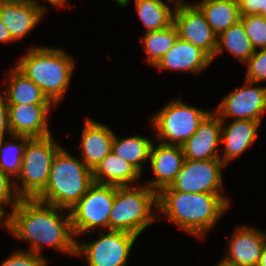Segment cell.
<instances>
[{"label":"cell","instance_id":"obj_37","mask_svg":"<svg viewBox=\"0 0 266 266\" xmlns=\"http://www.w3.org/2000/svg\"><path fill=\"white\" fill-rule=\"evenodd\" d=\"M257 266H266V241L262 249V253Z\"/></svg>","mask_w":266,"mask_h":266},{"label":"cell","instance_id":"obj_20","mask_svg":"<svg viewBox=\"0 0 266 266\" xmlns=\"http://www.w3.org/2000/svg\"><path fill=\"white\" fill-rule=\"evenodd\" d=\"M261 122L255 120H234L221 128V143L224 144V155L220 158L226 165L228 161L241 155L258 136L257 129Z\"/></svg>","mask_w":266,"mask_h":266},{"label":"cell","instance_id":"obj_23","mask_svg":"<svg viewBox=\"0 0 266 266\" xmlns=\"http://www.w3.org/2000/svg\"><path fill=\"white\" fill-rule=\"evenodd\" d=\"M9 74L8 88L5 91L8 105L53 104L42 90L16 67L12 68Z\"/></svg>","mask_w":266,"mask_h":266},{"label":"cell","instance_id":"obj_28","mask_svg":"<svg viewBox=\"0 0 266 266\" xmlns=\"http://www.w3.org/2000/svg\"><path fill=\"white\" fill-rule=\"evenodd\" d=\"M17 142L11 141L4 143L0 140V169L7 175L17 177L21 171L22 158L27 142L31 139L25 136L11 135Z\"/></svg>","mask_w":266,"mask_h":266},{"label":"cell","instance_id":"obj_26","mask_svg":"<svg viewBox=\"0 0 266 266\" xmlns=\"http://www.w3.org/2000/svg\"><path fill=\"white\" fill-rule=\"evenodd\" d=\"M138 16L147 32L161 30L173 24L172 11L163 0H134Z\"/></svg>","mask_w":266,"mask_h":266},{"label":"cell","instance_id":"obj_42","mask_svg":"<svg viewBox=\"0 0 266 266\" xmlns=\"http://www.w3.org/2000/svg\"><path fill=\"white\" fill-rule=\"evenodd\" d=\"M126 0H116V2L121 6Z\"/></svg>","mask_w":266,"mask_h":266},{"label":"cell","instance_id":"obj_6","mask_svg":"<svg viewBox=\"0 0 266 266\" xmlns=\"http://www.w3.org/2000/svg\"><path fill=\"white\" fill-rule=\"evenodd\" d=\"M53 140L50 135L27 142L17 176L22 185L15 183V190L22 199H35L45 189L54 156L62 148Z\"/></svg>","mask_w":266,"mask_h":266},{"label":"cell","instance_id":"obj_21","mask_svg":"<svg viewBox=\"0 0 266 266\" xmlns=\"http://www.w3.org/2000/svg\"><path fill=\"white\" fill-rule=\"evenodd\" d=\"M93 182L115 186H133L141 173L129 162L110 152L92 171Z\"/></svg>","mask_w":266,"mask_h":266},{"label":"cell","instance_id":"obj_27","mask_svg":"<svg viewBox=\"0 0 266 266\" xmlns=\"http://www.w3.org/2000/svg\"><path fill=\"white\" fill-rule=\"evenodd\" d=\"M178 38V31L174 24L161 30L144 34L143 47L148 54L147 61L156 66L162 57L172 48Z\"/></svg>","mask_w":266,"mask_h":266},{"label":"cell","instance_id":"obj_19","mask_svg":"<svg viewBox=\"0 0 266 266\" xmlns=\"http://www.w3.org/2000/svg\"><path fill=\"white\" fill-rule=\"evenodd\" d=\"M211 62L212 58L204 50L178 37L155 67L159 70L172 69L199 73Z\"/></svg>","mask_w":266,"mask_h":266},{"label":"cell","instance_id":"obj_40","mask_svg":"<svg viewBox=\"0 0 266 266\" xmlns=\"http://www.w3.org/2000/svg\"><path fill=\"white\" fill-rule=\"evenodd\" d=\"M216 266H237V265L229 263V262L225 261L224 259H222L219 263H217Z\"/></svg>","mask_w":266,"mask_h":266},{"label":"cell","instance_id":"obj_4","mask_svg":"<svg viewBox=\"0 0 266 266\" xmlns=\"http://www.w3.org/2000/svg\"><path fill=\"white\" fill-rule=\"evenodd\" d=\"M93 183L92 170L61 148L52 161L45 189L35 199L67 211L86 194Z\"/></svg>","mask_w":266,"mask_h":266},{"label":"cell","instance_id":"obj_18","mask_svg":"<svg viewBox=\"0 0 266 266\" xmlns=\"http://www.w3.org/2000/svg\"><path fill=\"white\" fill-rule=\"evenodd\" d=\"M85 120L79 149L82 152V162L93 171L112 151L115 134L110 128L99 122L89 118Z\"/></svg>","mask_w":266,"mask_h":266},{"label":"cell","instance_id":"obj_14","mask_svg":"<svg viewBox=\"0 0 266 266\" xmlns=\"http://www.w3.org/2000/svg\"><path fill=\"white\" fill-rule=\"evenodd\" d=\"M54 104L9 105V126L11 135L28 138L50 136L48 114Z\"/></svg>","mask_w":266,"mask_h":266},{"label":"cell","instance_id":"obj_9","mask_svg":"<svg viewBox=\"0 0 266 266\" xmlns=\"http://www.w3.org/2000/svg\"><path fill=\"white\" fill-rule=\"evenodd\" d=\"M138 236L127 231L109 230L98 240L76 244V256L84 254L88 266H125Z\"/></svg>","mask_w":266,"mask_h":266},{"label":"cell","instance_id":"obj_7","mask_svg":"<svg viewBox=\"0 0 266 266\" xmlns=\"http://www.w3.org/2000/svg\"><path fill=\"white\" fill-rule=\"evenodd\" d=\"M209 113L189 106L181 99L173 100L152 117L151 124L158 132L154 140H161L159 143L166 145L182 146Z\"/></svg>","mask_w":266,"mask_h":266},{"label":"cell","instance_id":"obj_29","mask_svg":"<svg viewBox=\"0 0 266 266\" xmlns=\"http://www.w3.org/2000/svg\"><path fill=\"white\" fill-rule=\"evenodd\" d=\"M240 21L255 51L259 47L266 49V18L261 15H241Z\"/></svg>","mask_w":266,"mask_h":266},{"label":"cell","instance_id":"obj_25","mask_svg":"<svg viewBox=\"0 0 266 266\" xmlns=\"http://www.w3.org/2000/svg\"><path fill=\"white\" fill-rule=\"evenodd\" d=\"M152 144L151 139L139 135L123 139L114 136L111 152L129 162L141 173L142 163L150 157Z\"/></svg>","mask_w":266,"mask_h":266},{"label":"cell","instance_id":"obj_36","mask_svg":"<svg viewBox=\"0 0 266 266\" xmlns=\"http://www.w3.org/2000/svg\"><path fill=\"white\" fill-rule=\"evenodd\" d=\"M5 214H7V216H6L7 218H4L5 222H3L4 223L3 226H5V228L9 230V214L10 213H5L4 212V207L0 204V220L3 219Z\"/></svg>","mask_w":266,"mask_h":266},{"label":"cell","instance_id":"obj_39","mask_svg":"<svg viewBox=\"0 0 266 266\" xmlns=\"http://www.w3.org/2000/svg\"><path fill=\"white\" fill-rule=\"evenodd\" d=\"M167 1H169V2H173L174 1V3H176V4H174V8L175 7H179V6H184V5H195V4H192V3H185V2H182V0H167Z\"/></svg>","mask_w":266,"mask_h":266},{"label":"cell","instance_id":"obj_31","mask_svg":"<svg viewBox=\"0 0 266 266\" xmlns=\"http://www.w3.org/2000/svg\"><path fill=\"white\" fill-rule=\"evenodd\" d=\"M47 261L31 251H15L0 266H47Z\"/></svg>","mask_w":266,"mask_h":266},{"label":"cell","instance_id":"obj_12","mask_svg":"<svg viewBox=\"0 0 266 266\" xmlns=\"http://www.w3.org/2000/svg\"><path fill=\"white\" fill-rule=\"evenodd\" d=\"M173 24L177 28L180 39L200 47L211 58L214 57L217 47V35L196 5L175 7Z\"/></svg>","mask_w":266,"mask_h":266},{"label":"cell","instance_id":"obj_8","mask_svg":"<svg viewBox=\"0 0 266 266\" xmlns=\"http://www.w3.org/2000/svg\"><path fill=\"white\" fill-rule=\"evenodd\" d=\"M114 198L115 185L93 183L69 211L74 236L90 233V230L96 226L109 230V217Z\"/></svg>","mask_w":266,"mask_h":266},{"label":"cell","instance_id":"obj_15","mask_svg":"<svg viewBox=\"0 0 266 266\" xmlns=\"http://www.w3.org/2000/svg\"><path fill=\"white\" fill-rule=\"evenodd\" d=\"M222 122L215 112H210L200 123L197 131L182 145L187 160L220 159L216 149L221 143Z\"/></svg>","mask_w":266,"mask_h":266},{"label":"cell","instance_id":"obj_1","mask_svg":"<svg viewBox=\"0 0 266 266\" xmlns=\"http://www.w3.org/2000/svg\"><path fill=\"white\" fill-rule=\"evenodd\" d=\"M63 210L36 199H21L9 214V231L14 237L29 241V251L39 255L43 245L76 255L70 213L63 217Z\"/></svg>","mask_w":266,"mask_h":266},{"label":"cell","instance_id":"obj_22","mask_svg":"<svg viewBox=\"0 0 266 266\" xmlns=\"http://www.w3.org/2000/svg\"><path fill=\"white\" fill-rule=\"evenodd\" d=\"M195 5L217 36L241 19L237 0H202Z\"/></svg>","mask_w":266,"mask_h":266},{"label":"cell","instance_id":"obj_10","mask_svg":"<svg viewBox=\"0 0 266 266\" xmlns=\"http://www.w3.org/2000/svg\"><path fill=\"white\" fill-rule=\"evenodd\" d=\"M221 159L187 160L171 187L184 193H220L222 188Z\"/></svg>","mask_w":266,"mask_h":266},{"label":"cell","instance_id":"obj_13","mask_svg":"<svg viewBox=\"0 0 266 266\" xmlns=\"http://www.w3.org/2000/svg\"><path fill=\"white\" fill-rule=\"evenodd\" d=\"M45 12L46 8L35 0H0L2 21L14 42L34 29Z\"/></svg>","mask_w":266,"mask_h":266},{"label":"cell","instance_id":"obj_2","mask_svg":"<svg viewBox=\"0 0 266 266\" xmlns=\"http://www.w3.org/2000/svg\"><path fill=\"white\" fill-rule=\"evenodd\" d=\"M230 206L222 194L184 193L171 186L158 194V210L187 233L204 238Z\"/></svg>","mask_w":266,"mask_h":266},{"label":"cell","instance_id":"obj_17","mask_svg":"<svg viewBox=\"0 0 266 266\" xmlns=\"http://www.w3.org/2000/svg\"><path fill=\"white\" fill-rule=\"evenodd\" d=\"M265 241L266 233L251 226L237 227L223 259L237 266H257Z\"/></svg>","mask_w":266,"mask_h":266},{"label":"cell","instance_id":"obj_16","mask_svg":"<svg viewBox=\"0 0 266 266\" xmlns=\"http://www.w3.org/2000/svg\"><path fill=\"white\" fill-rule=\"evenodd\" d=\"M154 146L152 144L149 159L155 179L145 184L159 194L163 189L174 183L185 158L180 145L159 143L157 147Z\"/></svg>","mask_w":266,"mask_h":266},{"label":"cell","instance_id":"obj_43","mask_svg":"<svg viewBox=\"0 0 266 266\" xmlns=\"http://www.w3.org/2000/svg\"><path fill=\"white\" fill-rule=\"evenodd\" d=\"M129 2L130 0H126L121 6L125 7L126 5H128Z\"/></svg>","mask_w":266,"mask_h":266},{"label":"cell","instance_id":"obj_35","mask_svg":"<svg viewBox=\"0 0 266 266\" xmlns=\"http://www.w3.org/2000/svg\"><path fill=\"white\" fill-rule=\"evenodd\" d=\"M11 41H14V40L12 39L9 31L4 25L1 14H0V42H11Z\"/></svg>","mask_w":266,"mask_h":266},{"label":"cell","instance_id":"obj_34","mask_svg":"<svg viewBox=\"0 0 266 266\" xmlns=\"http://www.w3.org/2000/svg\"><path fill=\"white\" fill-rule=\"evenodd\" d=\"M0 92V140L8 134L11 136V130L9 126V115H8V103L6 98L4 99Z\"/></svg>","mask_w":266,"mask_h":266},{"label":"cell","instance_id":"obj_38","mask_svg":"<svg viewBox=\"0 0 266 266\" xmlns=\"http://www.w3.org/2000/svg\"><path fill=\"white\" fill-rule=\"evenodd\" d=\"M51 5H54L55 7H60L64 4H66V0H47Z\"/></svg>","mask_w":266,"mask_h":266},{"label":"cell","instance_id":"obj_33","mask_svg":"<svg viewBox=\"0 0 266 266\" xmlns=\"http://www.w3.org/2000/svg\"><path fill=\"white\" fill-rule=\"evenodd\" d=\"M241 15H259L265 10L266 0H237Z\"/></svg>","mask_w":266,"mask_h":266},{"label":"cell","instance_id":"obj_41","mask_svg":"<svg viewBox=\"0 0 266 266\" xmlns=\"http://www.w3.org/2000/svg\"><path fill=\"white\" fill-rule=\"evenodd\" d=\"M259 15L266 18V2H265V10H262V12Z\"/></svg>","mask_w":266,"mask_h":266},{"label":"cell","instance_id":"obj_5","mask_svg":"<svg viewBox=\"0 0 266 266\" xmlns=\"http://www.w3.org/2000/svg\"><path fill=\"white\" fill-rule=\"evenodd\" d=\"M115 186V198L109 217V230L127 231L139 236L158 215V194L148 185ZM156 214V215H154Z\"/></svg>","mask_w":266,"mask_h":266},{"label":"cell","instance_id":"obj_11","mask_svg":"<svg viewBox=\"0 0 266 266\" xmlns=\"http://www.w3.org/2000/svg\"><path fill=\"white\" fill-rule=\"evenodd\" d=\"M245 83L242 88H236L226 95L214 111L221 122L228 116L235 117L233 120L261 122V116L266 111V86L253 87L256 83L248 80Z\"/></svg>","mask_w":266,"mask_h":266},{"label":"cell","instance_id":"obj_30","mask_svg":"<svg viewBox=\"0 0 266 266\" xmlns=\"http://www.w3.org/2000/svg\"><path fill=\"white\" fill-rule=\"evenodd\" d=\"M248 59L246 80L261 83L266 80V49H259Z\"/></svg>","mask_w":266,"mask_h":266},{"label":"cell","instance_id":"obj_24","mask_svg":"<svg viewBox=\"0 0 266 266\" xmlns=\"http://www.w3.org/2000/svg\"><path fill=\"white\" fill-rule=\"evenodd\" d=\"M223 49H226L228 52L233 54L235 58H238L241 62L243 61L244 64H246L248 59L255 52L250 39L245 34L241 21L230 26L217 36V47L212 61L216 56H218V54L223 53Z\"/></svg>","mask_w":266,"mask_h":266},{"label":"cell","instance_id":"obj_32","mask_svg":"<svg viewBox=\"0 0 266 266\" xmlns=\"http://www.w3.org/2000/svg\"><path fill=\"white\" fill-rule=\"evenodd\" d=\"M11 178L0 169V204L3 207L11 205V207L13 206L12 209H14L22 198L17 194L16 190H14L13 195L12 188L15 187V182L13 183Z\"/></svg>","mask_w":266,"mask_h":266},{"label":"cell","instance_id":"obj_3","mask_svg":"<svg viewBox=\"0 0 266 266\" xmlns=\"http://www.w3.org/2000/svg\"><path fill=\"white\" fill-rule=\"evenodd\" d=\"M15 67L33 81L55 107L68 90L75 63L59 48L33 47Z\"/></svg>","mask_w":266,"mask_h":266}]
</instances>
